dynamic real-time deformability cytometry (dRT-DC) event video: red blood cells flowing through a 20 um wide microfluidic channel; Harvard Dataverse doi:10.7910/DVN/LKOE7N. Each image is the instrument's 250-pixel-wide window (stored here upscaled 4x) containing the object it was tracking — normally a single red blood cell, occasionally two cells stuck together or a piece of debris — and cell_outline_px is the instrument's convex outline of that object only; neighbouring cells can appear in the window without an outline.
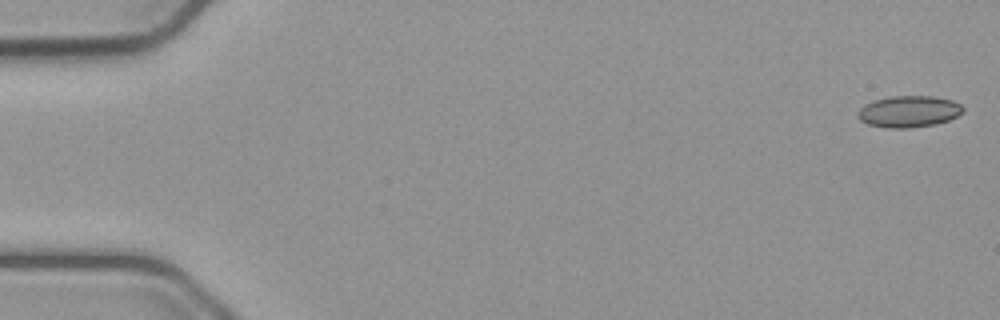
{"species": "common noctule bat (a hibernating species)", "species_latin": "Nyctalus noctula", "temperature_condition": "cold", "stored_images_in_passage": 17, "camera_frame_rate_fps": 3000, "um_per_image_px": 0.085, "animal": {"sex": "male", "body_mass_g": 23.1, "forearm_length_mm": 52.7}, "frame": {"image": 1, "passage_image": 1, "time_ms": 0.0, "image_size_px": [1000, 320], "cell_outline_px": [[964, 112], [948, 120], [936, 124], [912, 128], [888, 128], [868, 124], [860, 120], [856, 116], [856, 112], [864, 104], [876, 100], [892, 96], [932, 96], [952, 100], [960, 104], [964, 108]], "centroid_in_image_um": [77.24, 9.48], "position_along_channel_um": 7.8, "area_um2": 19.42}}
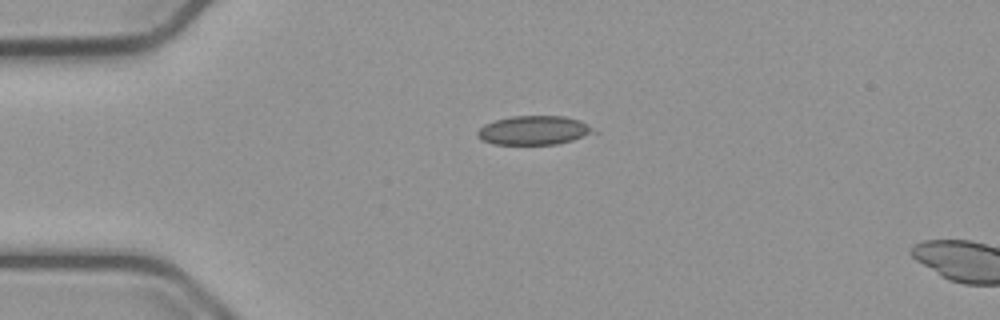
{"frame": {"image": 2, "passage_image": 13, "time_ms": 4.0, "image_size_px": [1000, 320], "cell_outline_px": [[596, 132], [572, 140], [556, 144], [492, 144], [480, 140], [476, 136], [476, 132], [484, 124], [496, 120], [512, 116], [564, 116], [580, 120]], "centroid_in_image_um": [45.31, 11.08], "position_along_channel_um": 39.7, "area_um2": 19.48}}